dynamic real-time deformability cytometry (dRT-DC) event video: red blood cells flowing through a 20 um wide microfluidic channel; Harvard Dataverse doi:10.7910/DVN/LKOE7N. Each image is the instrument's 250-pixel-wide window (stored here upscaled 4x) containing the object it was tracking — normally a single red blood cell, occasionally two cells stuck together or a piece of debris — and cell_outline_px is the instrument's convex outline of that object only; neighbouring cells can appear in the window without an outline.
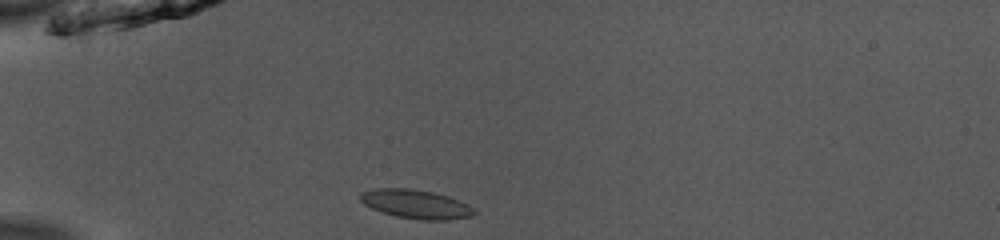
{"species": "common noctule bat (a hibernating species)", "species_latin": "Nyctalus noctula", "temperature_condition": "room temperature", "stored_images_in_passage": 37, "camera_frame_rate_fps": 3000, "um_per_image_px": 0.085, "animal": {"sex": "male", "body_mass_g": 13.0, "forearm_length_mm": 53.1}, "frame": {"image": 1, "passage_image": 1, "time_ms": 0.0, "image_size_px": [1000, 240], "cell_outline_px": [[476, 212], [472, 216], [448, 220], [420, 220], [396, 216], [372, 208], [364, 204], [360, 200], [360, 192], [376, 188], [412, 188], [432, 192], [448, 196], [468, 204]], "centroid_in_image_um": [35.35, 17.34], "position_along_channel_um": 49.7, "area_um2": 19.13}}
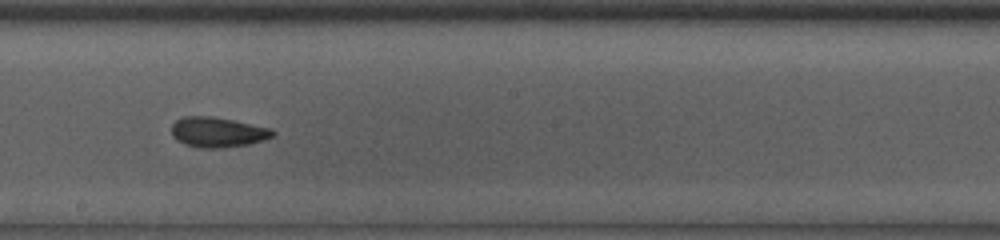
{"frame": {"image": 2, "passage_image": 16, "time_ms": 5.0, "image_size_px": [1000, 240], "cell_outline_px": [[276, 136], [264, 140], [248, 144], [220, 148], [200, 148], [184, 144], [176, 140], [172, 136], [172, 124], [176, 120], [184, 116], [212, 116], [272, 128], [276, 132]], "centroid_in_image_um": [18.52, 11.24], "position_along_channel_um": 229.7, "area_um2": 17.92}}
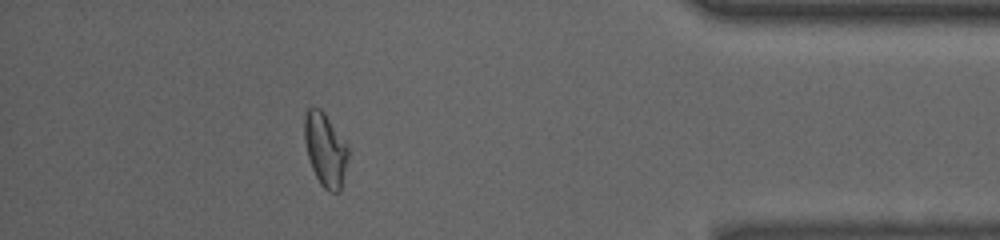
{"frame": {"image": 3, "passage_image": 32, "time_ms": 10.333, "image_size_px": [1000, 240], "cell_outline_px": [[348, 156], [340, 192], [328, 192], [320, 184], [312, 168], [308, 156], [304, 140], [304, 116], [308, 108], [320, 108], [324, 112], [348, 148]], "centroid_in_image_um": [27.63, 12.73], "position_along_channel_um": 407.6, "area_um2": 18.38}, "authors_computed_cell_mechanics": {"area_um2": 17.6868, "velocity_mm_per_s": 3.9634, "shape_relaxation_time_tau1_ms": 5.2347, "shape_relaxation_time_tau2_ms": 1.4837, "deformation_change_tau1": 0.153, "deformation_change_tau2": 0.0641}}